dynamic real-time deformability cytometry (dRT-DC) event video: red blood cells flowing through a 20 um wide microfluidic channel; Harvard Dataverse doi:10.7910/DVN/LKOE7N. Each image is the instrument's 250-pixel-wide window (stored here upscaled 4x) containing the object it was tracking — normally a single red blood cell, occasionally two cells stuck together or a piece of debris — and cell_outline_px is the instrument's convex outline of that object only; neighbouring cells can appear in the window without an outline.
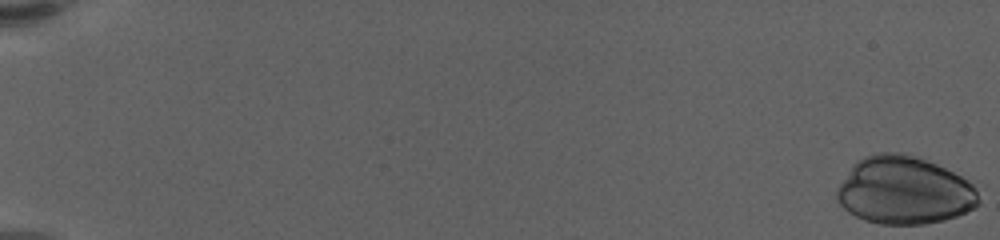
{"species": "human", "species_latin": "Homo sapiens", "temperature_condition": "warm", "stored_images_in_passage": 63, "camera_frame_rate_fps": 3000, "um_per_image_px": 0.085, "donor": {"sex": "female"}, "frame": {"image": 1, "passage_image": 1, "time_ms": 0.0, "image_size_px": [1000, 240], "cell_outline_px": [[980, 204], [956, 216], [944, 220], [924, 224], [880, 224], [864, 220], [848, 212], [836, 200], [836, 188], [852, 164], [864, 156], [876, 152], [900, 152], [916, 156], [936, 164], [976, 184], [980, 200]], "centroid_in_image_um": [76.84, 16.18], "position_along_channel_um": 8.2, "area_um2": 56.41}}
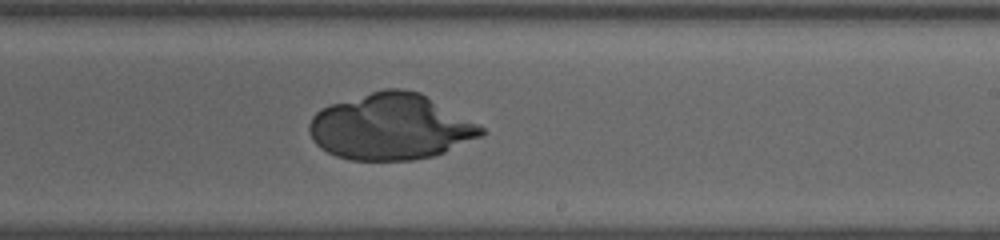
{"frame": {"image": 2, "passage_image": 41, "time_ms": 13.333, "image_size_px": [1000, 240], "cell_outline_px": [[484, 132], [480, 136], [444, 152], [432, 156], [412, 160], [348, 160], [336, 156], [320, 148], [312, 140], [308, 128], [308, 124], [312, 116], [320, 108], [332, 104], [384, 88], [400, 88], [420, 92], [484, 128]], "centroid_in_image_um": [33.15, 10.78], "position_along_channel_um": 255.8, "area_um2": 65.72}}
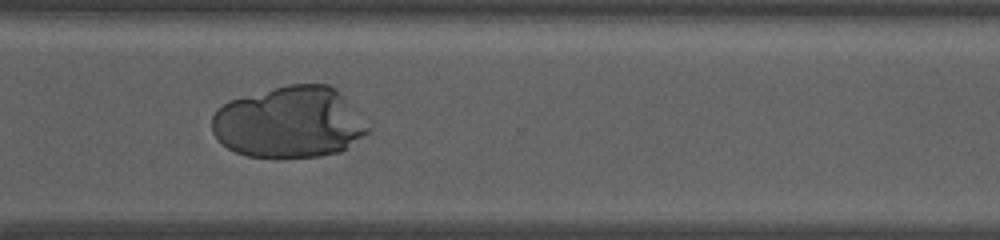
{"frame": {"image": 3, "passage_image": 49, "time_ms": 16.0, "image_size_px": [1000, 240], "cell_outline_px": [[372, 132], [340, 152], [320, 156], [280, 160], [276, 160], [248, 156], [236, 152], [228, 148], [212, 132], [212, 116], [216, 108], [232, 100], [288, 84], [328, 84], [336, 88], [344, 96], [372, 128]], "centroid_in_image_um": [24.64, 10.44], "position_along_channel_um": 346.0, "area_um2": 65.83}}